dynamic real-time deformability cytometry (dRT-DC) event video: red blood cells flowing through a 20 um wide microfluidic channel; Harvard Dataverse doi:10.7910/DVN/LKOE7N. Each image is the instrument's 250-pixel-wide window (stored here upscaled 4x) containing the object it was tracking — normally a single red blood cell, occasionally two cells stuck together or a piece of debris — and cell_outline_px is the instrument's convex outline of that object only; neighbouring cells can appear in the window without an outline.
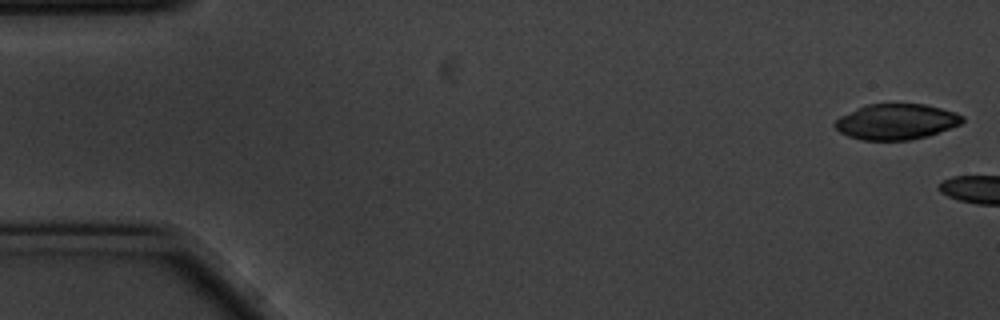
{"species": "common noctule bat (a hibernating species)", "species_latin": "Nyctalus noctula", "temperature_condition": "cold", "stored_images_in_passage": 8, "camera_frame_rate_fps": 3000, "um_per_image_px": 0.085, "animal": {"sex": "male", "body_mass_g": 20.1, "forearm_length_mm": 53.5}, "frame": {"image": 1, "passage_image": 1, "time_ms": 0.0, "image_size_px": [1000, 320], "cell_outline_px": [[964, 120], [960, 124], [928, 136], [908, 140], [864, 140], [848, 136], [840, 132], [832, 124], [840, 116], [868, 104], [924, 104], [956, 112], [964, 116]], "centroid_in_image_um": [76.19, 10.35], "position_along_channel_um": 8.8, "area_um2": 26.3}}